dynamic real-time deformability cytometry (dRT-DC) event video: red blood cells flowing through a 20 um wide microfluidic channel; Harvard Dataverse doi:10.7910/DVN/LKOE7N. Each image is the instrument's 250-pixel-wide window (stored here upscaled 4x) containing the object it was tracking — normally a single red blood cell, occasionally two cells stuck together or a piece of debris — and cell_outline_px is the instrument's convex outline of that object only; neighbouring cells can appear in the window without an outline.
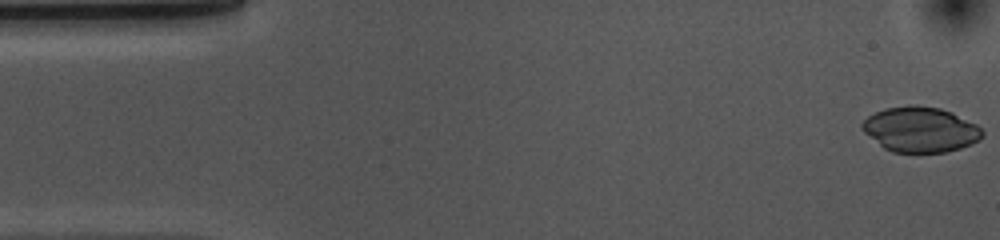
{"species": "common noctule bat (a hibernating species)", "species_latin": "Nyctalus noctula", "temperature_condition": "cold", "stored_images_in_passage": 53, "camera_frame_rate_fps": 3000, "um_per_image_px": 0.085, "animal": {"sex": "female", "body_mass_g": 10.0, "forearm_length_mm": 53.1}, "frame": {"image": 1, "passage_image": 1, "time_ms": 0.0, "image_size_px": [1000, 240], "cell_outline_px": [[984, 136], [980, 140], [972, 144], [960, 148], [944, 152], [892, 152], [884, 148], [864, 132], [860, 128], [860, 124], [868, 116], [884, 108], [908, 104], [916, 104], [940, 108], [952, 112], [976, 124], [984, 132]], "centroid_in_image_um": [78.23, 10.99], "position_along_channel_um": 6.8, "area_um2": 31.91}}